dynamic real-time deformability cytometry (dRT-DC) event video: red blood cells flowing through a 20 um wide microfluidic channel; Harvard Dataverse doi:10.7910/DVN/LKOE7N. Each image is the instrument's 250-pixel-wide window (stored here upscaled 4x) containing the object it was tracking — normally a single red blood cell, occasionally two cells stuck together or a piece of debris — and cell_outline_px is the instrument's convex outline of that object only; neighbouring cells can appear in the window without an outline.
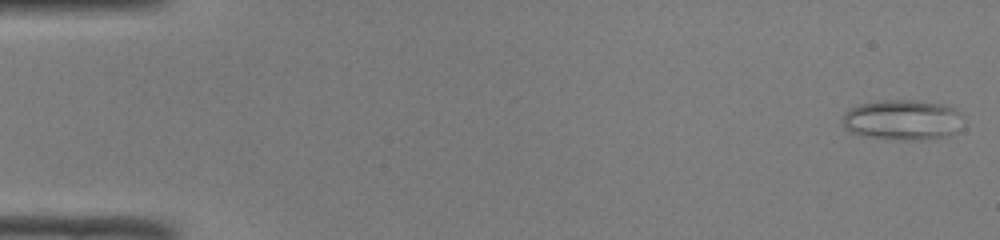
{"species": "common noctule bat (a hibernating species)", "species_latin": "Nyctalus noctula", "temperature_condition": "room temperature", "stored_images_in_passage": 49, "camera_frame_rate_fps": 3000, "um_per_image_px": 0.085, "animal": {"sex": "male", "body_mass_g": 19.0, "forearm_length_mm": 50.8}, "frame": {"image": 1, "passage_image": 1, "time_ms": 0.0, "image_size_px": [1000, 240], "cell_outline_px": [[964, 116], [952, 132], [948, 136], [864, 136], [848, 132], [844, 128], [844, 112], [848, 108], [860, 104], [884, 100], [916, 100], [940, 104], [956, 108]], "centroid_in_image_um": [76.64, 10.1], "position_along_channel_um": 8.4, "area_um2": 26.82}}
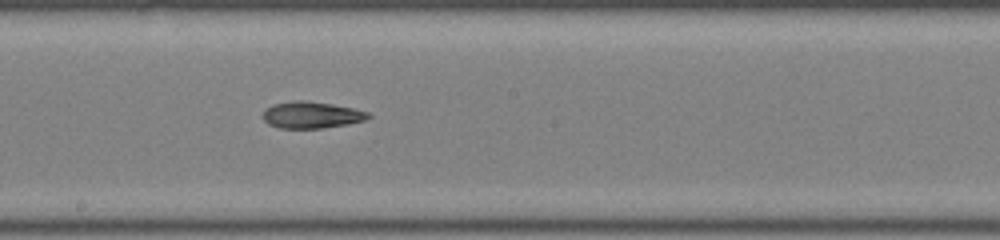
{"frame": {"image": 2, "passage_image": 27, "time_ms": 8.667, "image_size_px": [1000, 240], "cell_outline_px": [[372, 116], [364, 120], [348, 124], [320, 128], [280, 128], [268, 124], [264, 120], [264, 112], [272, 104], [296, 100], [304, 100], [332, 104], [352, 108], [368, 112]], "centroid_in_image_um": [26.48, 9.77], "position_along_channel_um": 221.7, "area_um2": 16.18}}
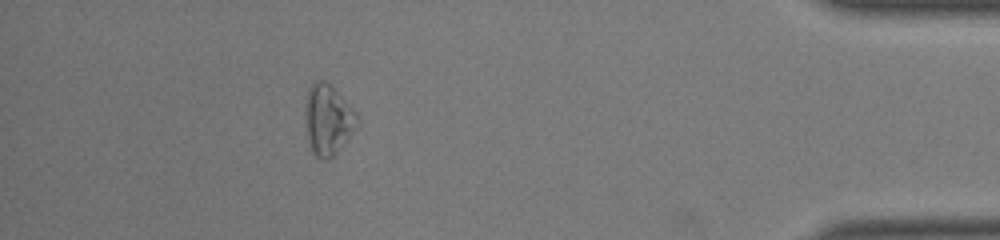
{"frame": {"image": 3, "passage_image": 44, "time_ms": 14.333, "image_size_px": [1000, 240], "cell_outline_px": [[356, 128], [340, 148], [332, 156], [324, 160], [316, 156], [312, 152], [308, 136], [304, 112], [304, 104], [308, 88], [312, 80], [324, 80], [332, 84], [356, 112]], "centroid_in_image_um": [27.84, 10.1], "position_along_channel_um": 407.4, "area_um2": 21.33}}